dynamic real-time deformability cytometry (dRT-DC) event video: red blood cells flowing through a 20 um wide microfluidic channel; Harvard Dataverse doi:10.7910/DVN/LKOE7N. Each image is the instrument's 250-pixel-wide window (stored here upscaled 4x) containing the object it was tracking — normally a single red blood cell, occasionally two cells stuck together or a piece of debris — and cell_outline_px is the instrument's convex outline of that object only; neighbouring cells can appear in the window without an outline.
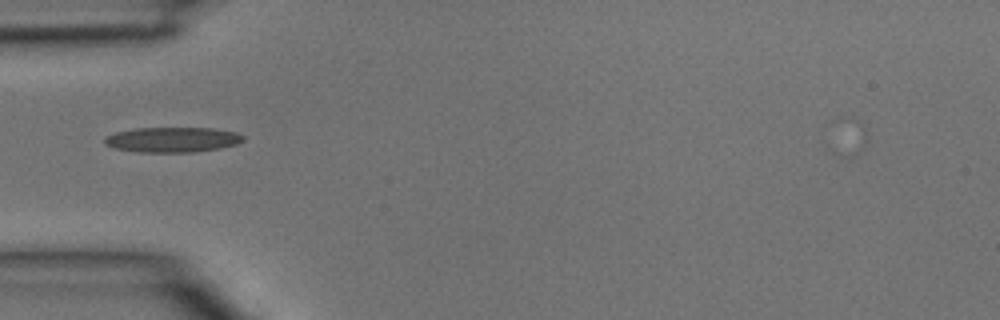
{"species": "common noctule bat (a hibernating species)", "species_latin": "Nyctalus noctula", "temperature_condition": "room temperature", "stored_images_in_passage": 33, "camera_frame_rate_fps": 3000, "um_per_image_px": 0.085, "animal": {"sex": "male", "body_mass_g": 15.6}, "frame": {"image": 1, "passage_image": 3, "time_ms": 0.667, "image_size_px": [1000, 320], "cell_outline_px": [[244, 140], [236, 144], [220, 148], [196, 152], [136, 152], [112, 148], [104, 144], [104, 136], [116, 132], [136, 128], [212, 128], [236, 132], [244, 136]], "centroid_in_image_um": [14.62, 11.87], "position_along_channel_um": 70.4, "area_um2": 20.46}}
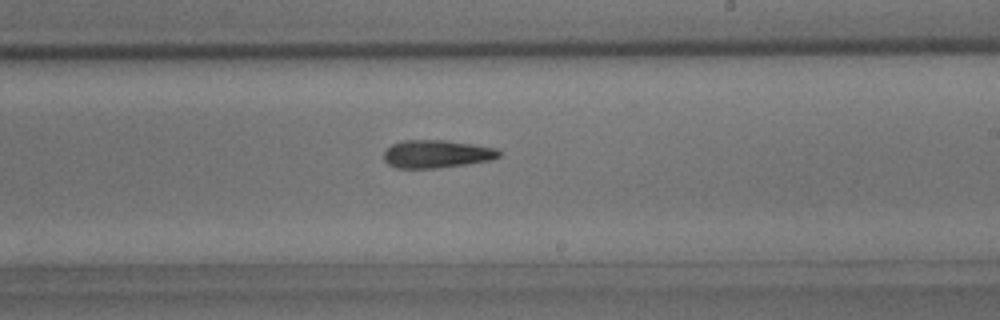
{"frame": {"image": 2, "passage_image": 15, "time_ms": 4.667, "image_size_px": [1000, 320], "cell_outline_px": [[500, 156], [492, 160], [468, 164], [440, 168], [396, 168], [388, 164], [384, 160], [384, 152], [392, 144], [404, 140], [448, 140], [496, 148], [500, 152]], "centroid_in_image_um": [37.12, 13.09], "position_along_channel_um": 251.9, "area_um2": 18.84}}
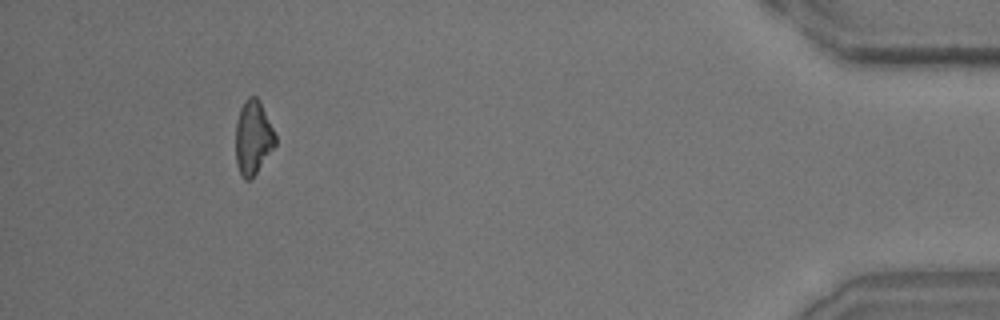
{"frame": {"image": 3, "passage_image": 30, "time_ms": 9.667, "image_size_px": [1000, 320], "cell_outline_px": [[276, 144], [252, 180], [244, 180], [236, 164], [236, 120], [240, 108], [244, 100], [248, 96], [256, 96], [260, 100], [276, 136]], "centroid_in_image_um": [21.5, 11.69], "position_along_channel_um": 413.7, "area_um2": 17.28}}